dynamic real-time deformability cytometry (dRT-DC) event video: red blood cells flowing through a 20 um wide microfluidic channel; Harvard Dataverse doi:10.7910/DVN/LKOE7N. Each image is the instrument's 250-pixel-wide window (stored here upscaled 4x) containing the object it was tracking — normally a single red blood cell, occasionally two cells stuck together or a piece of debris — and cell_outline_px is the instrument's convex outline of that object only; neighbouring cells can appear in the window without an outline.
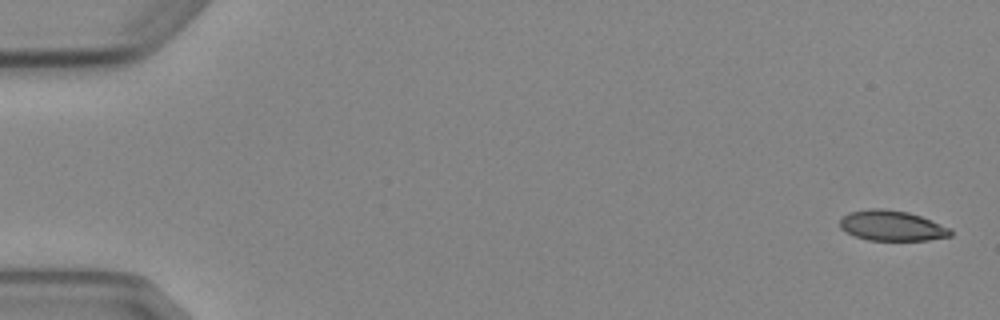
{"species": "Egyptian fruit bat (a non-hibernating species)", "species_latin": "Rousettus aegyptiacus", "temperature_condition": "cold", "stored_images_in_passage": 5, "camera_frame_rate_fps": 3000, "um_per_image_px": 0.085, "animal": {"sex": "female"}, "frame": {"image": 1, "passage_image": 1, "time_ms": 0.0, "image_size_px": [1000, 320], "cell_outline_px": [[952, 236], [928, 240], [868, 240], [856, 236], [840, 228], [840, 220], [848, 212], [872, 208], [880, 208], [908, 212], [920, 216], [952, 228]], "centroid_in_image_um": [75.84, 19.18], "position_along_channel_um": 9.2, "area_um2": 19.48}}
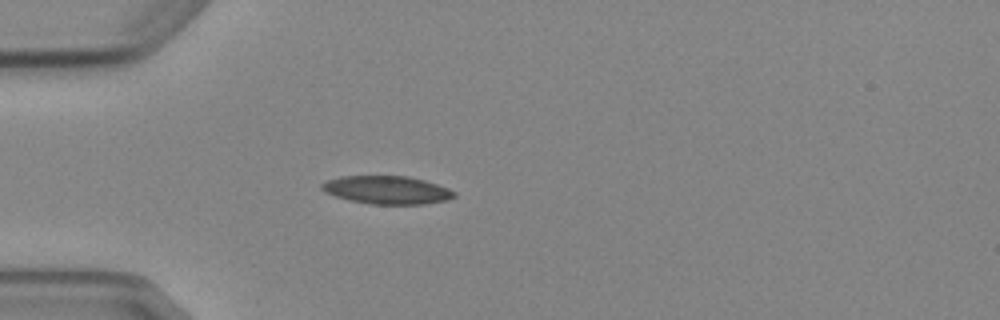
{"frame": {"image": 2, "passage_image": 5, "time_ms": 4.667, "image_size_px": [1000, 320], "cell_outline_px": [[456, 196], [448, 200], [424, 204], [368, 204], [348, 200], [324, 192], [320, 188], [320, 184], [328, 180], [340, 176], [408, 176], [424, 180], [448, 188], [456, 192]], "centroid_in_image_um": [32.88, 16.15], "position_along_channel_um": 52.1, "area_um2": 21.79}}